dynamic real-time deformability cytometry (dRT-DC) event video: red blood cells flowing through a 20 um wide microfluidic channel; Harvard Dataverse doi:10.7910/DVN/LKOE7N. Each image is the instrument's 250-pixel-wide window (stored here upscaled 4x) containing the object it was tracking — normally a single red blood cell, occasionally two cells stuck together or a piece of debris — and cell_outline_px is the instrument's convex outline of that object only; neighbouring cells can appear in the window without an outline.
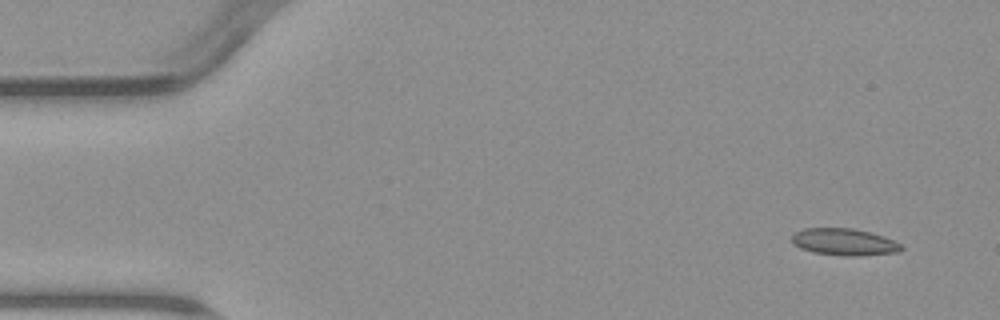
{"species": "common noctule bat (a hibernating species)", "species_latin": "Nyctalus noctula", "temperature_condition": "warm", "stored_images_in_passage": 4, "camera_frame_rate_fps": 3000, "um_per_image_px": 0.085, "animal": {"sex": "male", "body_mass_g": 23.1, "forearm_length_mm": 52.7}, "frame": {"image": 1, "passage_image": 1, "time_ms": 0.0, "image_size_px": [1000, 320], "cell_outline_px": [[904, 248], [900, 252], [860, 256], [844, 256], [812, 252], [800, 248], [792, 244], [792, 236], [796, 232], [804, 228], [852, 228], [884, 236], [900, 244]], "centroid_in_image_um": [71.75, 20.58], "position_along_channel_um": 13.2, "area_um2": 17.22}}
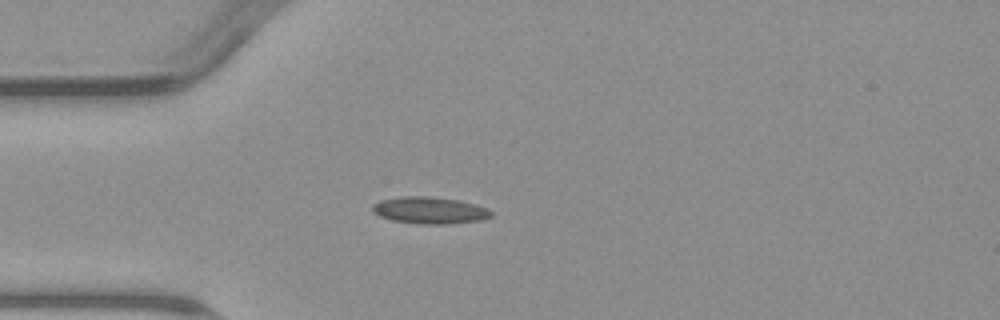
{"frame": {"image": 2, "passage_image": 4, "time_ms": 3.667, "image_size_px": [1000, 320], "cell_outline_px": [[492, 216], [480, 220], [448, 224], [424, 224], [392, 220], [380, 216], [372, 212], [372, 204], [380, 200], [400, 196], [428, 196], [460, 200], [476, 204], [488, 208], [492, 212]], "centroid_in_image_um": [36.52, 17.86], "position_along_channel_um": 48.5, "area_um2": 18.67}}